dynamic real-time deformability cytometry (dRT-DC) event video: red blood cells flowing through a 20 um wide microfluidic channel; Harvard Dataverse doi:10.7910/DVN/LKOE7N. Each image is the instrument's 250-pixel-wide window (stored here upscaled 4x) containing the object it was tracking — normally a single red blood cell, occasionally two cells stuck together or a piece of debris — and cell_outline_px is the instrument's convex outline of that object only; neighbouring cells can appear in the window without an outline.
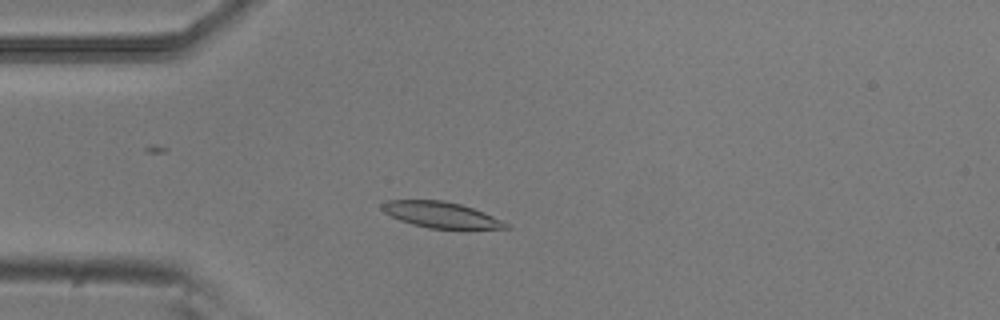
{"species": "common noctule bat (a hibernating species)", "species_latin": "Nyctalus noctula", "temperature_condition": "room temperature", "stored_images_in_passage": 50, "camera_frame_rate_fps": 3000, "um_per_image_px": 0.085, "animal": {"sex": "male", "body_mass_g": 20.5, "forearm_length_mm": 52.5}, "frame": {"image": 1, "passage_image": 11, "time_ms": 3.333, "image_size_px": [1000, 320], "cell_outline_px": [[512, 228], [428, 228], [412, 224], [400, 220], [384, 212], [380, 208], [380, 204], [388, 200], [440, 200], [460, 204], [484, 212], [508, 224]], "centroid_in_image_um": [37.43, 18.24], "position_along_channel_um": 47.6, "area_um2": 18.38}}
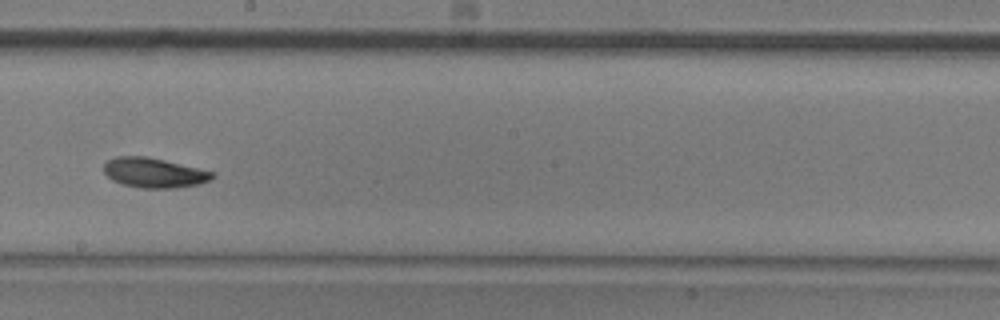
{"frame": {"image": 2, "passage_image": 27, "time_ms": 8.667, "image_size_px": [1000, 320], "cell_outline_px": [[216, 176], [200, 184], [172, 188], [140, 188], [124, 184], [112, 180], [104, 172], [104, 164], [108, 160], [116, 156], [144, 156], [164, 160], [216, 172]], "centroid_in_image_um": [13.11, 14.68], "position_along_channel_um": 235.1, "area_um2": 18.79}}
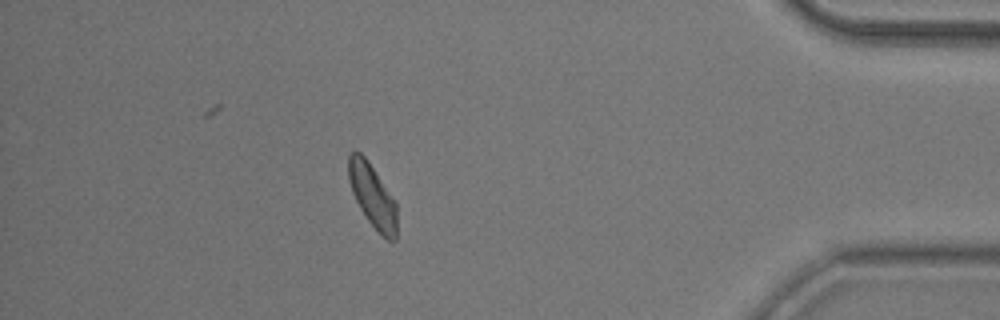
{"frame": {"image": 3, "passage_image": 44, "time_ms": 14.333, "image_size_px": [1000, 320], "cell_outline_px": [[396, 240], [388, 240], [368, 220], [360, 208], [352, 192], [348, 180], [348, 152], [352, 148], [356, 148], [364, 156], [396, 200]], "centroid_in_image_um": [31.63, 16.56], "position_along_channel_um": 403.6, "area_um2": 17.86}, "authors_computed_cell_mechanics": {"area_um2": 18.496, "velocity_mm_per_s": 3.777, "shape_relaxation_time_tau1_ms": 2.9691, "shape_relaxation_time_tau2_ms": 6.288, "deformation_change_tau1": 0.1127, "deformation_change_tau2": 0.1097}}